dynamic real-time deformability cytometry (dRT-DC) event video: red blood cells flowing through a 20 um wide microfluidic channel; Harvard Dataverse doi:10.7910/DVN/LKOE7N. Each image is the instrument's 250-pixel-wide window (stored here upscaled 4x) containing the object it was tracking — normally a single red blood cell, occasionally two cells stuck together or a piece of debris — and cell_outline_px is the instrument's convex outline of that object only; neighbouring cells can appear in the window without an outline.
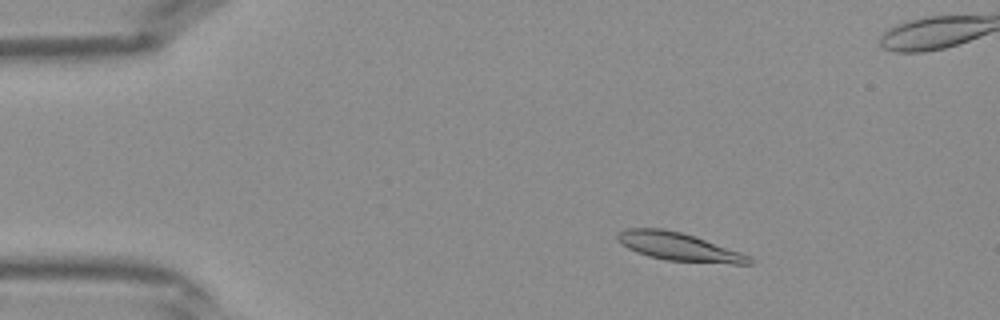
{"species": "Egyptian fruit bat (a non-hibernating species)", "species_latin": "Rousettus aegyptiacus", "temperature_condition": "warm", "stored_images_in_passage": 40, "camera_frame_rate_fps": 3000, "um_per_image_px": 0.085, "frame": {"image": 1, "passage_image": 4, "time_ms": 1.0, "image_size_px": [1000, 320], "cell_outline_px": [[756, 260], [752, 264], [732, 264], [668, 260], [648, 256], [636, 252], [620, 244], [616, 240], [616, 232], [624, 228], [664, 228], [680, 232], [752, 256]], "centroid_in_image_um": [57.66, 20.97], "position_along_channel_um": 27.3, "area_um2": 21.68}}
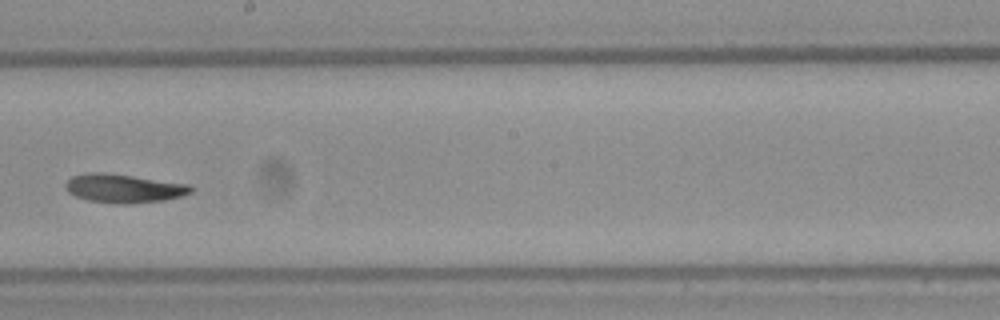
{"frame": {"image": 2, "passage_image": 21, "time_ms": 6.667, "image_size_px": [1000, 320], "cell_outline_px": [[192, 192], [180, 196], [164, 200], [128, 204], [116, 204], [88, 200], [76, 196], [68, 192], [64, 188], [64, 184], [72, 176], [88, 172], [104, 172], [188, 184], [192, 188]], "centroid_in_image_um": [10.47, 16.01], "position_along_channel_um": 237.7, "area_um2": 20.87}}
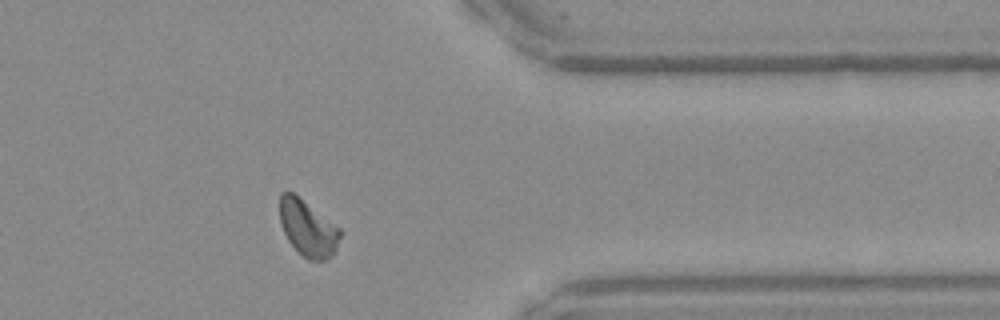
{"frame": {"image": 3, "passage_image": 31, "time_ms": 10.0, "image_size_px": [1000, 320], "cell_outline_px": [[340, 236], [336, 248], [332, 256], [324, 260], [308, 260], [288, 240], [280, 224], [280, 192], [292, 192], [340, 228]], "centroid_in_image_um": [26.15, 19.4], "position_along_channel_um": 385.2, "area_um2": 19.31}}